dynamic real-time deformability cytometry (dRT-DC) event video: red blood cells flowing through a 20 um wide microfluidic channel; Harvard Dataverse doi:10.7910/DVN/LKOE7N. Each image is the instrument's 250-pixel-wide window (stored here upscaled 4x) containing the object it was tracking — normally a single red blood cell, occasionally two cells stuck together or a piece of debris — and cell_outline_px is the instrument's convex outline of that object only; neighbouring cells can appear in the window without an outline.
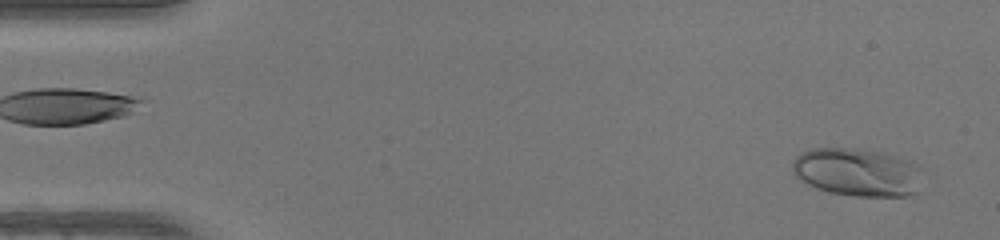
{"species": "human", "species_latin": "Homo sapiens", "temperature_condition": "warm", "stored_images_in_passage": 49, "camera_frame_rate_fps": 3000, "um_per_image_px": 0.085, "donor": {"sex": "female"}, "frame": {"image": 1, "passage_image": 2, "time_ms": 0.333, "image_size_px": [1000, 240], "cell_outline_px": [[924, 168], [916, 192], [908, 196], [856, 196], [828, 192], [816, 188], [800, 180], [792, 172], [792, 160], [796, 156], [812, 148], [856, 148], [880, 152], [912, 160], [920, 164]], "centroid_in_image_um": [72.91, 14.63], "position_along_channel_um": 12.1, "area_um2": 36.99}}
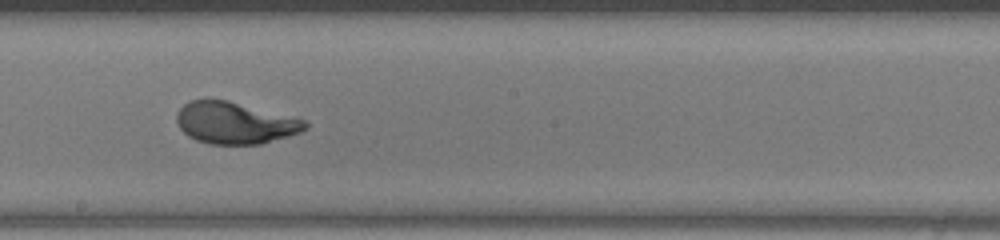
{"frame": {"image": 2, "passage_image": 27, "time_ms": 8.667, "image_size_px": [1000, 240], "cell_outline_px": [[308, 128], [300, 132], [288, 136], [260, 144], [208, 144], [196, 140], [188, 136], [180, 128], [176, 120], [176, 112], [188, 100], [228, 100], [304, 120], [308, 124]], "centroid_in_image_um": [19.93, 10.45], "position_along_channel_um": 228.3, "area_um2": 31.04}}
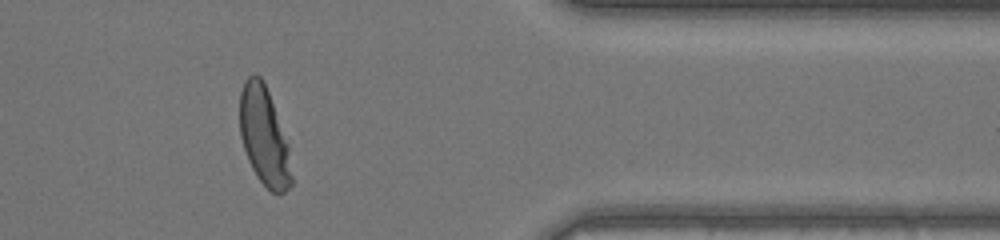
{"frame": {"image": 3, "passage_image": 40, "time_ms": 13.0, "image_size_px": [1000, 240], "cell_outline_px": [[292, 184], [284, 192], [272, 192], [256, 176], [248, 160], [240, 136], [240, 92], [244, 80], [252, 72], [260, 76], [264, 80], [288, 144], [292, 176]], "centroid_in_image_um": [22.43, 11.55], "position_along_channel_um": 389.0, "area_um2": 29.59}, "authors_computed_cell_mechanics": {"area_um2": 31.2698, "velocity_mm_per_s": 4.192, "shape_relaxation_time_tau1_ms": 3.6371, "shape_relaxation_time_tau2_ms": null, "deformation_change_tau1": 0.2253, "deformation_change_tau2": null}}